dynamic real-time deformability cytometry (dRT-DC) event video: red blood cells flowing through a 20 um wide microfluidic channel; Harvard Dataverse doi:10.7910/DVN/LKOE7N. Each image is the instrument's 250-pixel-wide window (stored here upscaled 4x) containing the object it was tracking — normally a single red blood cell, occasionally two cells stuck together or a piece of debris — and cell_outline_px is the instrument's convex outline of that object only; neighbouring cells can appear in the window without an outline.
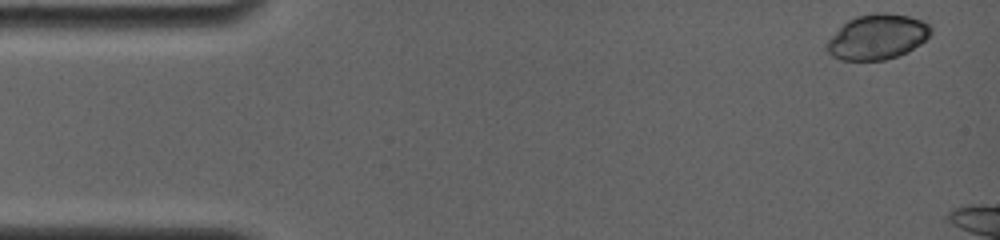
{"species": "common noctule bat (a hibernating species)", "species_latin": "Nyctalus noctula", "temperature_condition": "room temperature", "stored_images_in_passage": 6, "camera_frame_rate_fps": 4000, "um_per_image_px": 0.085, "animal": {"sex": "female", "body_mass_g": 19.0, "forearm_length_mm": 56.7}, "frame": {"image": 1, "passage_image": 1, "time_ms": 0.0, "image_size_px": [1000, 240], "cell_outline_px": [[932, 32], [920, 44], [908, 52], [900, 56], [884, 60], [840, 60], [832, 56], [824, 48], [824, 44], [848, 20], [856, 16], [876, 12], [884, 12], [908, 16], [924, 20], [932, 24]], "centroid_in_image_um": [74.59, 3.14], "position_along_channel_um": 10.4, "area_um2": 27.63}}
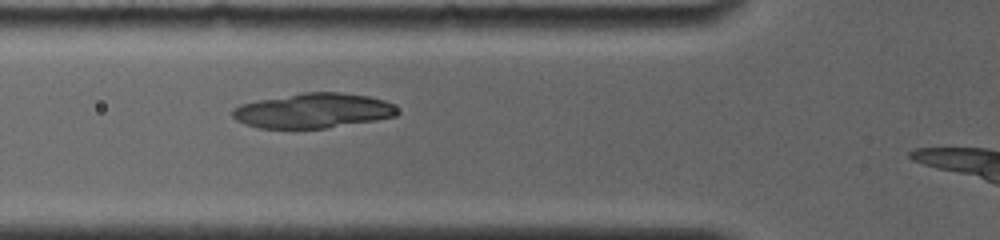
{"frame": {"image": 2, "passage_image": 6, "time_ms": 5.25, "image_size_px": [1000, 240], "cell_outline_px": [[400, 112], [396, 116], [376, 120], [324, 128], [260, 128], [236, 120], [232, 116], [232, 108], [240, 104], [256, 100], [300, 92], [340, 92], [368, 96], [384, 100], [392, 104]], "centroid_in_image_um": [26.61, 9.39], "position_along_channel_um": 99.2, "area_um2": 33.52}}